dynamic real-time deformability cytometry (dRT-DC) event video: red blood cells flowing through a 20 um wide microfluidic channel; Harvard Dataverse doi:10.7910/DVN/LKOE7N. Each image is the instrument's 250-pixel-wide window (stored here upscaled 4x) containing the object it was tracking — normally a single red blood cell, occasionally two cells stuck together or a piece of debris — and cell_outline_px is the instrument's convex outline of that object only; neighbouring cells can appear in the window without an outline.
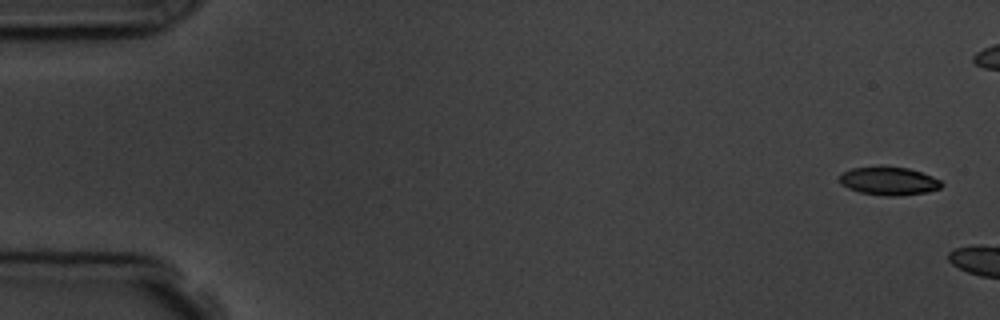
{"species": "common noctule bat (a hibernating species)", "species_latin": "Nyctalus noctula", "temperature_condition": "room temperature", "stored_images_in_passage": 3, "camera_frame_rate_fps": 3000, "um_per_image_px": 0.085, "animal": {"sex": "male", "body_mass_g": 19.5, "forearm_length_mm": 54.6}, "frame": {"image": 1, "passage_image": 1, "time_ms": 0.0, "image_size_px": [1000, 320], "cell_outline_px": [[944, 184], [940, 188], [928, 192], [900, 196], [888, 196], [860, 192], [848, 188], [840, 184], [840, 172], [852, 168], [908, 168], [932, 176], [940, 180]], "centroid_in_image_um": [75.56, 15.41], "position_along_channel_um": 9.4, "area_um2": 16.47}}